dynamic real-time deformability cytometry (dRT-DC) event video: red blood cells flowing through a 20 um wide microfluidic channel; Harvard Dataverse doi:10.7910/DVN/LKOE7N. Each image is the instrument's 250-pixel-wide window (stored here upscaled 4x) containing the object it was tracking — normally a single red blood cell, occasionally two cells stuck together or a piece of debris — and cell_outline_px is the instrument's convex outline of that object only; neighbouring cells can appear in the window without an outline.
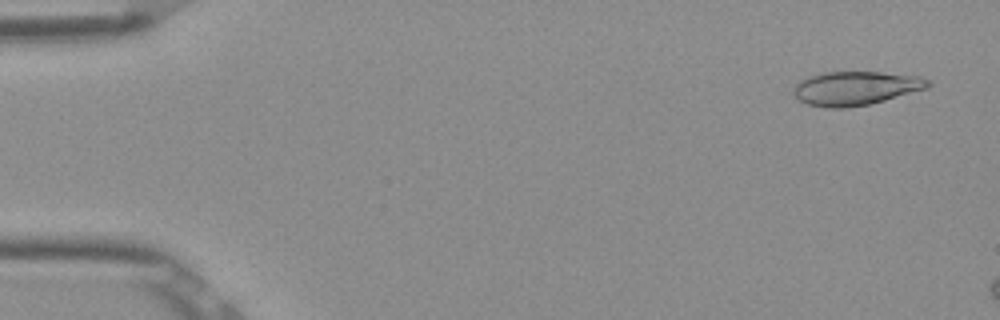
{"species": "Egyptian fruit bat (a non-hibernating species)", "species_latin": "Rousettus aegyptiacus", "temperature_condition": "room temperature", "stored_images_in_passage": 12, "camera_frame_rate_fps": 3000, "um_per_image_px": 0.085, "frame": {"image": 1, "passage_image": 3, "time_ms": 0.667, "image_size_px": [1000, 320], "cell_outline_px": [[932, 84], [928, 88], [884, 100], [868, 104], [848, 108], [828, 108], [808, 104], [800, 100], [792, 92], [792, 88], [800, 80], [808, 76], [824, 72], [880, 72], [920, 76], [932, 80]], "centroid_in_image_um": [72.74, 7.49], "position_along_channel_um": 12.3, "area_um2": 26.65}}